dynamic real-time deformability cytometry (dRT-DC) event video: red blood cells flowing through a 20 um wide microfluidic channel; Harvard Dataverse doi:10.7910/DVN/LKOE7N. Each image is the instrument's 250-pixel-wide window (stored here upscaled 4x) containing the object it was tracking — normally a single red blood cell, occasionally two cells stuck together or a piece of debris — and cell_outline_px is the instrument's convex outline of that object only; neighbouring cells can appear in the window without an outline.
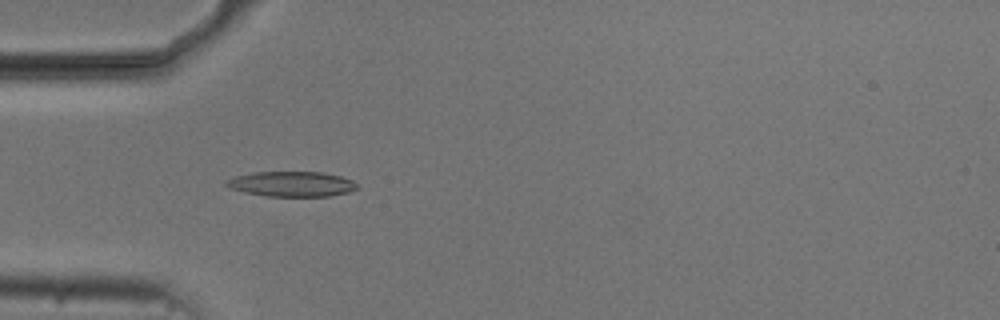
{"species": "common noctule bat (a hibernating species)", "species_latin": "Nyctalus noctula", "temperature_condition": "cold", "stored_images_in_passage": 53, "camera_frame_rate_fps": 3000, "um_per_image_px": 0.085, "animal": {"sex": "male", "body_mass_g": 20.5, "forearm_length_mm": 52.5}, "frame": {"image": 1, "passage_image": 16, "time_ms": 5.0, "image_size_px": [1000, 320], "cell_outline_px": [[360, 188], [348, 192], [332, 196], [264, 196], [244, 192], [228, 188], [224, 184], [224, 180], [236, 176], [252, 172], [324, 172], [340, 176], [352, 180]], "centroid_in_image_um": [24.77, 15.64], "position_along_channel_um": 60.2, "area_um2": 19.36}}
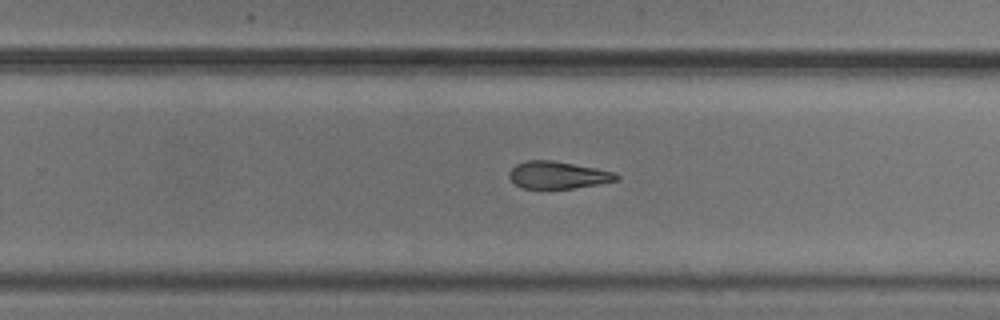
{"frame": {"image": 2, "passage_image": 34, "time_ms": 11.0, "image_size_px": [1000, 320], "cell_outline_px": [[620, 176], [616, 180], [600, 184], [572, 188], [520, 188], [508, 176], [508, 172], [516, 164], [528, 160], [552, 160], [596, 168], [616, 172]], "centroid_in_image_um": [47.42, 14.87], "position_along_channel_um": 282.4, "area_um2": 16.99}}
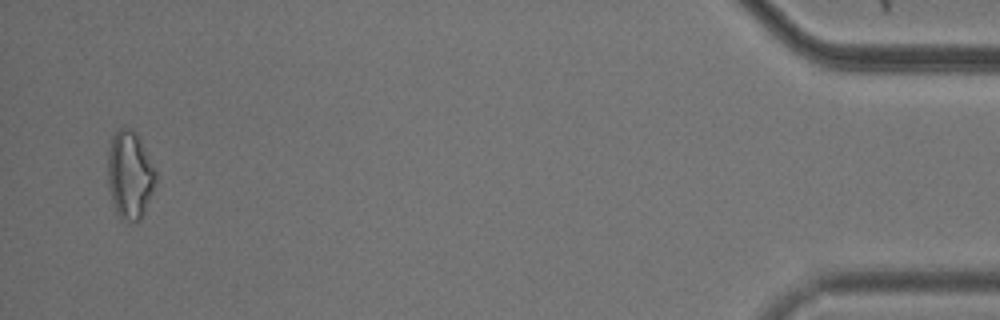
{"frame": {"image": 3, "passage_image": 52, "time_ms": 17.0, "image_size_px": [1000, 320], "cell_outline_px": [[156, 184], [144, 212], [140, 220], [128, 220], [120, 216], [116, 212], [108, 188], [108, 148], [112, 136], [120, 128], [132, 128], [136, 132], [156, 172]], "centroid_in_image_um": [11.02, 14.84], "position_along_channel_um": 424.2, "area_um2": 24.28}, "authors_computed_cell_mechanics": {"area_um2": 18.8428, "velocity_mm_per_s": 3.7465, "shape_relaxation_time_tau1_ms": 5.0211, "shape_relaxation_time_tau2_ms": 4.1998, "deformation_change_tau1": 0.1271, "deformation_change_tau2": 0.1417}}